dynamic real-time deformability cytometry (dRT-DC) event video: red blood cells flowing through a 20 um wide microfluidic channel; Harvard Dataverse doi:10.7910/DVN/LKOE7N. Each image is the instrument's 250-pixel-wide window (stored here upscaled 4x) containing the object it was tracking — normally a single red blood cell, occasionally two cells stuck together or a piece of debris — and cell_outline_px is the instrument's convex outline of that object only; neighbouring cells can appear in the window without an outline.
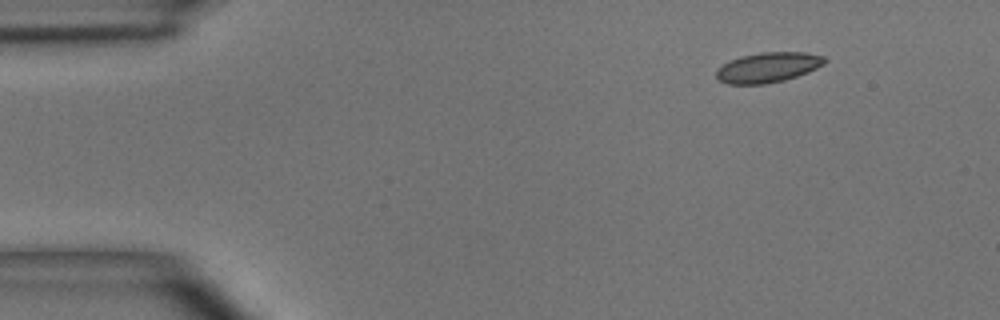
{"species": "common noctule bat (a hibernating species)", "species_latin": "Nyctalus noctula", "temperature_condition": "room temperature", "stored_images_in_passage": 4, "camera_frame_rate_fps": 3000, "um_per_image_px": 0.085, "animal": {"sex": "male", "body_mass_g": 15.6}, "frame": {"image": 1, "passage_image": 1, "time_ms": 0.0, "image_size_px": [1000, 320], "cell_outline_px": [[828, 60], [824, 64], [808, 72], [784, 80], [764, 84], [728, 84], [720, 80], [716, 76], [716, 68], [740, 56], [760, 52], [804, 52], [824, 56]], "centroid_in_image_um": [65.29, 5.72], "position_along_channel_um": 19.7, "area_um2": 18.96}}
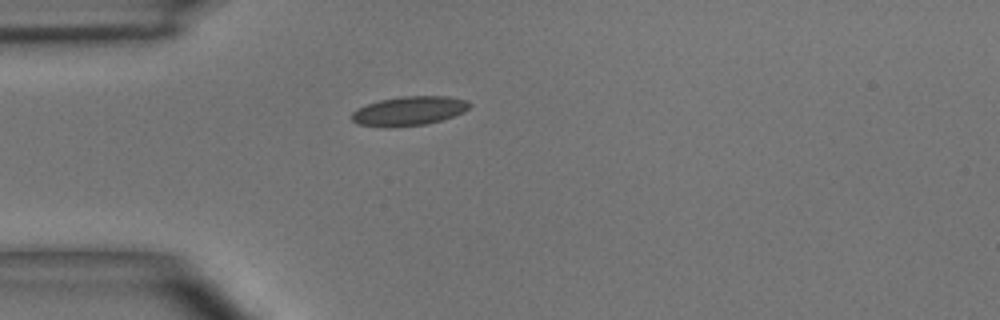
{"frame": {"image": 2, "passage_image": 3, "time_ms": 2.667, "image_size_px": [1000, 320], "cell_outline_px": [[472, 104], [464, 112], [440, 120], [424, 124], [396, 128], [384, 128], [356, 124], [352, 120], [352, 112], [356, 108], [380, 100], [400, 96], [448, 96], [468, 100]], "centroid_in_image_um": [34.74, 9.44], "position_along_channel_um": 50.3, "area_um2": 20.29}}